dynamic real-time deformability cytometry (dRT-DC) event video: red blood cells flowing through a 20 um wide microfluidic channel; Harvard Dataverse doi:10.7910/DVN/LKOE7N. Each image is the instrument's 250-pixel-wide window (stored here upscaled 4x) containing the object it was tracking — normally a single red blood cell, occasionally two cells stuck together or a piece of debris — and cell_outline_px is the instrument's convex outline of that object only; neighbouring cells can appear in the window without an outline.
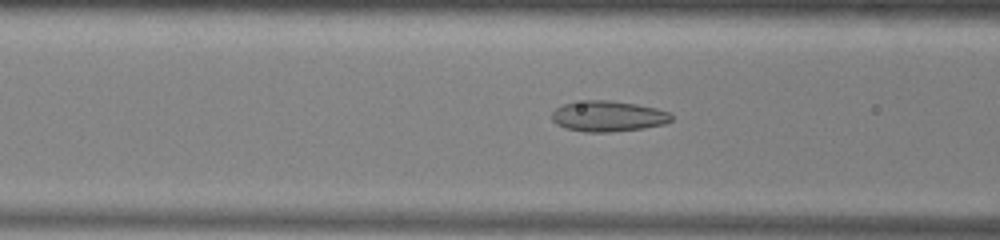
{"species": "common noctule bat (a hibernating species)", "species_latin": "Nyctalus noctula", "temperature_condition": "warm", "stored_images_in_passage": 33, "camera_frame_rate_fps": 3000, "um_per_image_px": 0.085, "animal": {"sex": "male", "body_mass_g": 13.0, "forearm_length_mm": 53.1}, "frame": {"image": 1, "passage_image": 8, "time_ms": 2.333, "image_size_px": [1000, 240], "cell_outline_px": [[672, 120], [664, 124], [644, 128], [612, 132], [584, 132], [564, 128], [556, 124], [552, 120], [552, 112], [556, 108], [564, 104], [588, 100], [608, 100], [636, 104], [656, 108], [668, 112], [672, 116]], "centroid_in_image_um": [51.67, 9.89], "position_along_channel_um": 114.9, "area_um2": 21.39}}
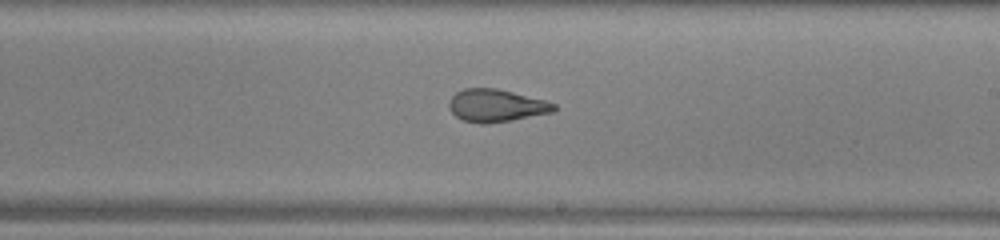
{"frame": {"image": 2, "passage_image": 18, "time_ms": 5.667, "image_size_px": [1000, 240], "cell_outline_px": [[556, 108], [552, 112], [508, 120], [484, 124], [480, 124], [464, 120], [456, 116], [448, 108], [448, 104], [452, 96], [456, 92], [464, 88], [496, 88], [544, 100], [556, 104]], "centroid_in_image_um": [42.13, 8.96], "position_along_channel_um": 246.9, "area_um2": 19.59}}
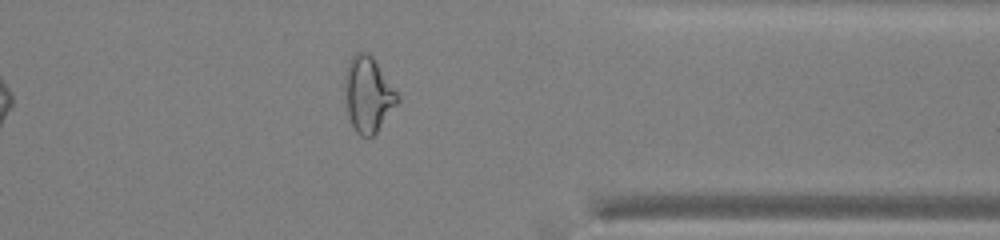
{"frame": {"image": 3, "passage_image": 29, "time_ms": 9.333, "image_size_px": [1000, 240], "cell_outline_px": [[400, 100], [376, 132], [372, 136], [360, 136], [356, 132], [348, 116], [344, 96], [344, 76], [348, 64], [352, 56], [356, 52], [368, 52], [372, 56], [400, 96]], "centroid_in_image_um": [31.27, 8.02], "position_along_channel_um": 380.1, "area_um2": 23.12}, "authors_computed_cell_mechanics": {"area_um2": 20.6346, "velocity_mm_per_s": 3.9681, "shape_relaxation_time_tau1_ms": null, "shape_relaxation_time_tau2_ms": 1.7447, "deformation_change_tau1": null, "deformation_change_tau2": 0.0999}}